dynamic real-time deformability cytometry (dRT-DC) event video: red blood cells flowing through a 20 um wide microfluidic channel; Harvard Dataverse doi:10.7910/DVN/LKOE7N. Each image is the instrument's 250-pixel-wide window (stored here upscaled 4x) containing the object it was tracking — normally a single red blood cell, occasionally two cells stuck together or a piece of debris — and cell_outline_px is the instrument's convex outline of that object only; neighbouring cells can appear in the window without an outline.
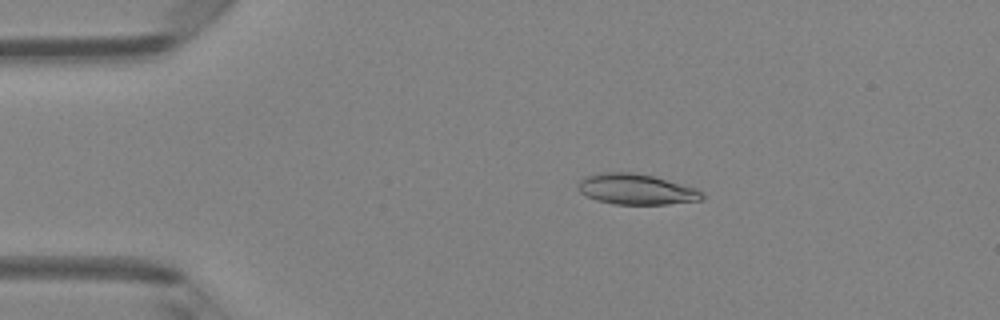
{"species": "Egyptian fruit bat (a non-hibernating species)", "species_latin": "Rousettus aegyptiacus", "temperature_condition": "room temperature", "stored_images_in_passage": 5, "camera_frame_rate_fps": 3000, "um_per_image_px": 0.085, "animal": {"sex": "female"}, "frame": {"image": 1, "passage_image": 2, "time_ms": 0.333, "image_size_px": [1000, 320], "cell_outline_px": [[704, 196], [700, 200], [668, 204], [612, 204], [596, 200], [580, 192], [580, 180], [584, 176], [600, 172], [628, 172], [652, 176], [696, 188], [704, 192]], "centroid_in_image_um": [54.08, 16.09], "position_along_channel_um": 30.9, "area_um2": 21.91}}
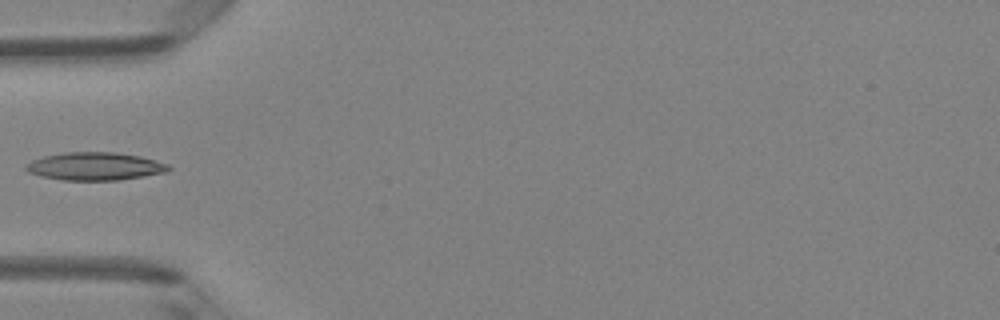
{"frame": {"image": 2, "passage_image": 4, "time_ms": 1.0, "image_size_px": [1000, 320], "cell_outline_px": [[172, 168], [168, 172], [144, 176], [116, 180], [60, 180], [40, 176], [28, 172], [24, 168], [24, 164], [32, 160], [44, 156], [64, 152], [116, 152], [140, 156], [168, 164]], "centroid_in_image_um": [8.05, 14.13], "position_along_channel_um": 77.0, "area_um2": 23.35}}
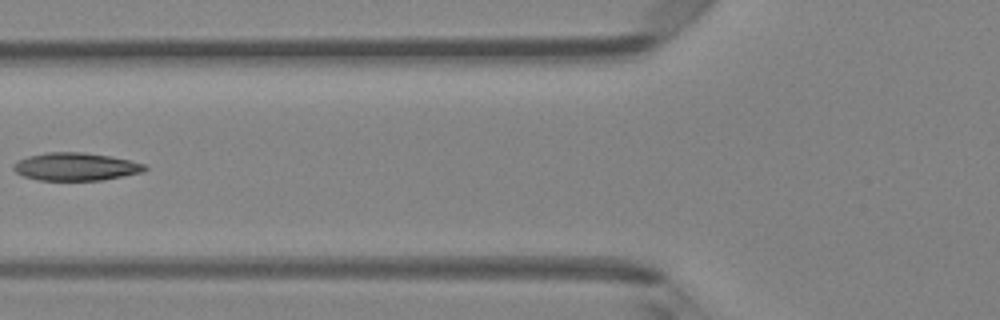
{"frame": {"image": 3, "passage_image": 5, "time_ms": 1.333, "image_size_px": [1000, 320], "cell_outline_px": [[148, 168], [144, 172], [104, 180], [36, 180], [24, 176], [16, 172], [12, 168], [12, 164], [28, 156], [48, 152], [80, 152], [108, 156], [148, 164]], "centroid_in_image_um": [6.46, 14.17], "position_along_channel_um": 119.3, "area_um2": 21.33}}